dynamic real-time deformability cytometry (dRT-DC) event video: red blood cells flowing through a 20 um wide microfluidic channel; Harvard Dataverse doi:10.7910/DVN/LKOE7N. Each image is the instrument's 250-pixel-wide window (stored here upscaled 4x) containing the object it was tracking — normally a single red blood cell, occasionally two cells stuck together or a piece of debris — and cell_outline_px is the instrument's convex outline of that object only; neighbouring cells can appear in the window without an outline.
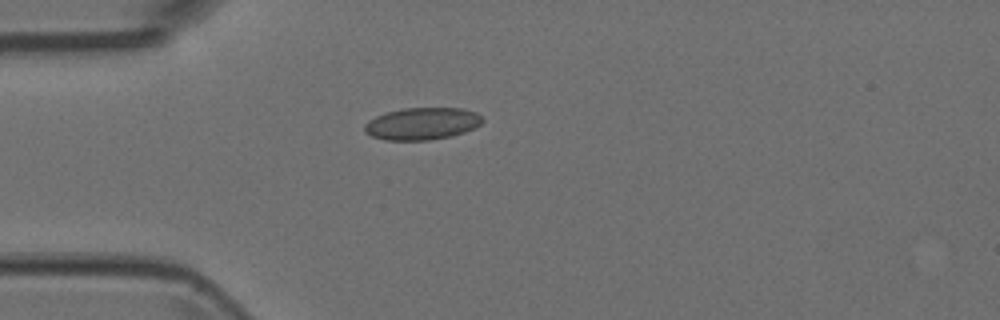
{"species": "Egyptian fruit bat (a non-hibernating species)", "species_latin": "Rousettus aegyptiacus", "temperature_condition": "room temperature", "stored_images_in_passage": 2, "camera_frame_rate_fps": 3000, "um_per_image_px": 0.085, "animal": {"sex": "female"}, "frame": {"image": 1, "passage_image": 1, "time_ms": 0.0, "image_size_px": [1000, 320], "cell_outline_px": [[484, 120], [480, 124], [464, 132], [452, 136], [428, 140], [384, 140], [372, 136], [364, 132], [364, 124], [368, 120], [384, 112], [404, 108], [464, 108], [476, 112]], "centroid_in_image_um": [35.85, 10.5], "position_along_channel_um": 49.2, "area_um2": 22.2}}